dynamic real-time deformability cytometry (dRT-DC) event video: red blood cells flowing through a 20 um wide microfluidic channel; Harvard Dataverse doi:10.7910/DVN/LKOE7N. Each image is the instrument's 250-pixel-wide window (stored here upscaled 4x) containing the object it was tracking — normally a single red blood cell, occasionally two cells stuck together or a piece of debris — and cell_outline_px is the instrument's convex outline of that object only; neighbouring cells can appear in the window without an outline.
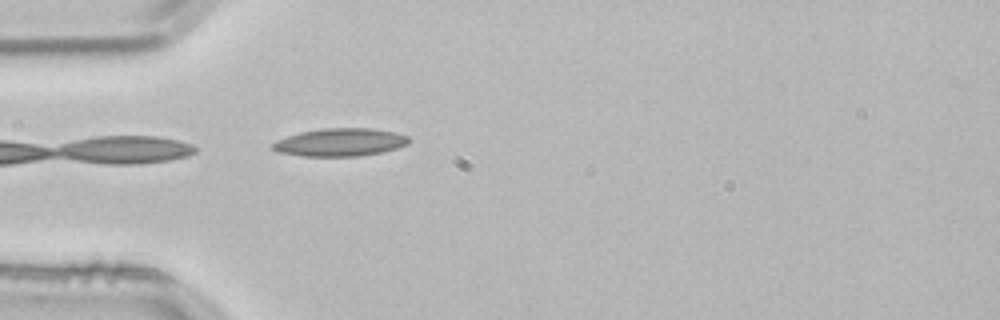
{"species": "common noctule bat (a hibernating species)", "species_latin": "Nyctalus noctula", "temperature_condition": "room temperature", "stored_images_in_passage": 3, "camera_frame_rate_fps": 3000, "um_per_image_px": 0.085, "animal": {"sex": "male", "body_mass_g": 21.5, "forearm_length_mm": 52.0}, "frame": {"image": 1, "passage_image": 3, "time_ms": 0.667, "image_size_px": [1000, 320], "cell_outline_px": [[408, 144], [396, 148], [380, 152], [360, 156], [300, 156], [280, 152], [272, 148], [272, 144], [276, 140], [300, 132], [320, 128], [372, 128], [392, 132], [408, 136]], "centroid_in_image_um": [28.88, 12.09], "position_along_channel_um": 56.1, "area_um2": 21.96}}